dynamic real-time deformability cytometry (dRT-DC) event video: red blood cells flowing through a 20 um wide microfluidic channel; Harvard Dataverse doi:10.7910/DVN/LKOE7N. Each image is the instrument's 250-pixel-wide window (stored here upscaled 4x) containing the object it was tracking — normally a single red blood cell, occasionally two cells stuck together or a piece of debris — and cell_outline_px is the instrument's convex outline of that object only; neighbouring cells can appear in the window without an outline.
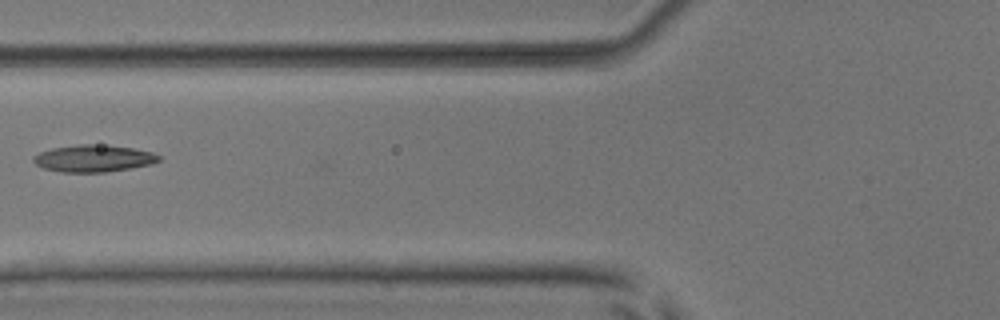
{"species": "common noctule bat (a hibernating species)", "species_latin": "Nyctalus noctula", "temperature_condition": "room temperature", "stored_images_in_passage": 7, "camera_frame_rate_fps": 3000, "um_per_image_px": 0.085, "animal": {"sex": "male", "body_mass_g": 17.9, "forearm_length_mm": 54.2}, "frame": {"image": 1, "passage_image": 6, "time_ms": 6.0, "image_size_px": [1000, 320], "cell_outline_px": [[160, 160], [152, 164], [132, 168], [104, 172], [60, 172], [44, 168], [36, 164], [32, 160], [32, 156], [40, 152], [52, 148], [80, 144], [92, 144], [132, 148], [152, 152], [160, 156]], "centroid_in_image_um": [7.94, 13.47], "position_along_channel_um": 117.9, "area_um2": 19.65}}
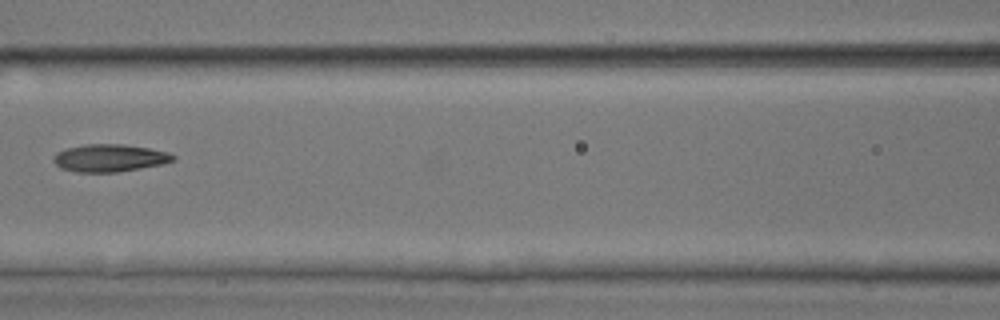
{"frame": {"image": 2, "passage_image": 7, "time_ms": 7.0, "image_size_px": [1000, 320], "cell_outline_px": [[176, 160], [164, 164], [116, 172], [76, 172], [60, 168], [52, 160], [52, 156], [56, 152], [68, 148], [84, 144], [124, 144], [148, 148], [168, 152], [176, 156]], "centroid_in_image_um": [9.31, 13.43], "position_along_channel_um": 157.3, "area_um2": 19.31}}